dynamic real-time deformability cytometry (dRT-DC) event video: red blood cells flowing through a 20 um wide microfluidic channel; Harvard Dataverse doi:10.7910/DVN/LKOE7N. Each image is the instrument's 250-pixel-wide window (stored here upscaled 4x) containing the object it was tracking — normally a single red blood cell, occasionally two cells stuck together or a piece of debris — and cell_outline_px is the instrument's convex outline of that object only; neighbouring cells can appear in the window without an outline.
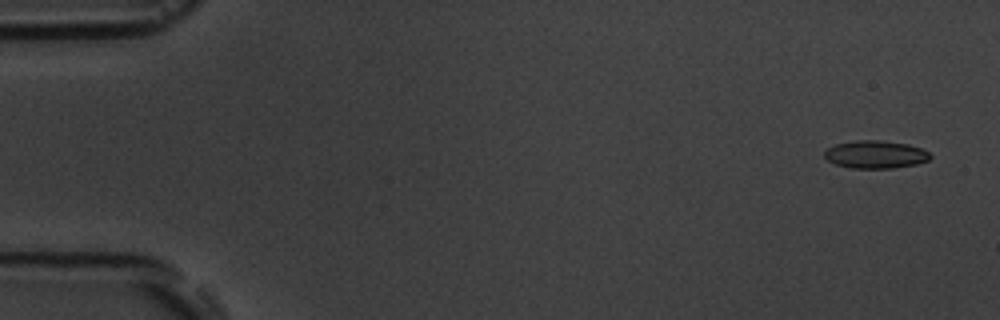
{"species": "common noctule bat (a hibernating species)", "species_latin": "Nyctalus noctula", "temperature_condition": "room temperature", "stored_images_in_passage": 6, "segment_of_instrument_passage": [1, 2], "camera_frame_rate_fps": 3000, "um_per_image_px": 0.085, "animal": {"sex": "male", "body_mass_g": 19.5, "forearm_length_mm": 54.6}, "frame": {"image": 1, "passage_image": 1, "time_ms": 0.0, "image_size_px": [1000, 320], "cell_outline_px": [[932, 156], [928, 160], [916, 164], [892, 168], [852, 168], [836, 164], [828, 160], [824, 156], [824, 152], [828, 148], [836, 144], [856, 140], [880, 140], [908, 144], [920, 148], [928, 152]], "centroid_in_image_um": [74.42, 13.12], "position_along_channel_um": 10.6, "area_um2": 16.99}}
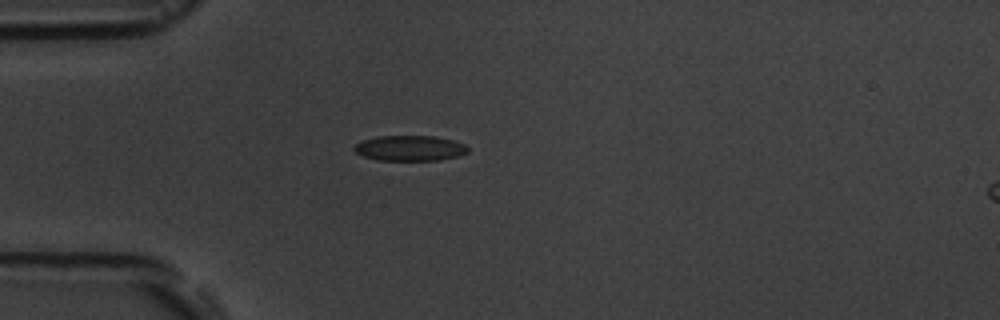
{"frame": {"image": 2, "passage_image": 5, "time_ms": 4.333, "image_size_px": [1000, 320], "cell_outline_px": [[468, 152], [460, 156], [440, 160], [376, 160], [364, 156], [356, 152], [352, 148], [360, 140], [376, 136], [436, 136], [452, 140], [464, 144], [468, 148]], "centroid_in_image_um": [34.83, 12.59], "position_along_channel_um": 50.2, "area_um2": 16.94}}